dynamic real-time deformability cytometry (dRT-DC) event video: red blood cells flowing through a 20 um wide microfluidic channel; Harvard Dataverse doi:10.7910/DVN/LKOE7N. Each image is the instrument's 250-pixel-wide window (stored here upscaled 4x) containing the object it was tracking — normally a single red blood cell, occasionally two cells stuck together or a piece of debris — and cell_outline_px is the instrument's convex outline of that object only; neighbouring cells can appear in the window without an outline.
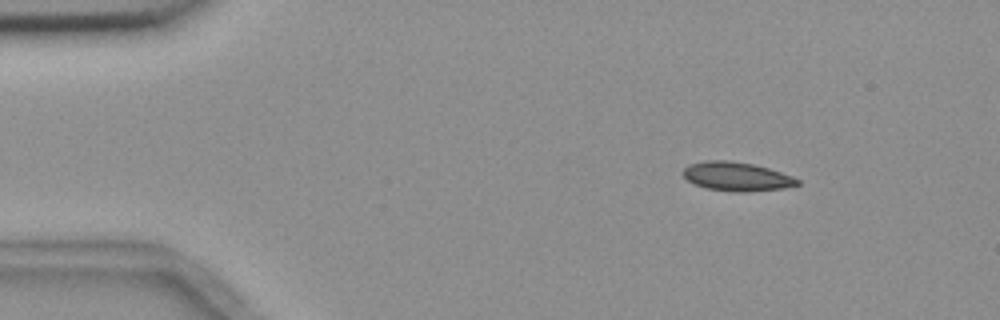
{"species": "common noctule bat (a hibernating species)", "species_latin": "Nyctalus noctula", "temperature_condition": "room temperature", "stored_images_in_passage": 5, "camera_frame_rate_fps": 3000, "um_per_image_px": 0.085, "animal": {"sex": "female", "body_mass_g": 18.4}, "frame": {"image": 1, "passage_image": 2, "time_ms": 1.333, "image_size_px": [1000, 320], "cell_outline_px": [[800, 184], [784, 188], [744, 192], [732, 192], [708, 188], [696, 184], [688, 180], [680, 172], [688, 164], [708, 160], [728, 160], [752, 164], [768, 168], [792, 176], [800, 180]], "centroid_in_image_um": [62.6, 15.0], "position_along_channel_um": 22.4, "area_um2": 19.19}}